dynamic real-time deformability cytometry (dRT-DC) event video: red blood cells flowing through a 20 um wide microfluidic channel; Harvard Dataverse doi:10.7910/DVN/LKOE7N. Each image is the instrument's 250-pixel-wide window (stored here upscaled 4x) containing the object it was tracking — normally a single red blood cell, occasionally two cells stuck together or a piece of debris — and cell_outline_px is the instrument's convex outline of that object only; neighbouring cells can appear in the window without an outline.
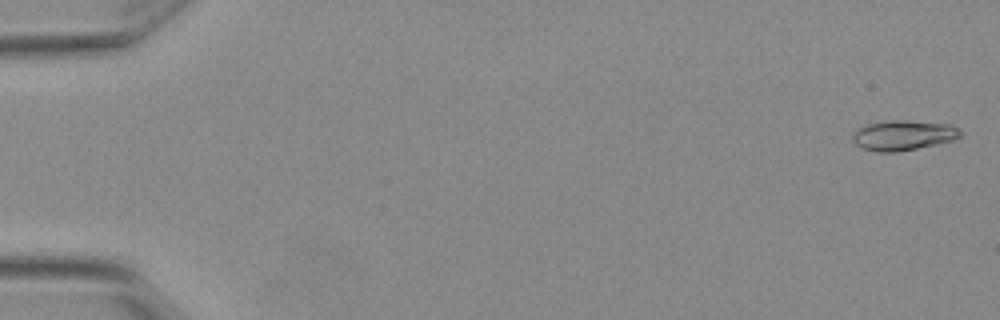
{"species": "Egyptian fruit bat (a non-hibernating species)", "species_latin": "Rousettus aegyptiacus", "temperature_condition": "warm", "stored_images_in_passage": 45, "camera_frame_rate_fps": 3000, "um_per_image_px": 0.085, "animal": {"sex": "female"}, "frame": {"image": 1, "passage_image": 2, "time_ms": 0.333, "image_size_px": [1000, 320], "cell_outline_px": [[960, 136], [952, 140], [936, 144], [896, 152], [876, 152], [864, 148], [856, 144], [852, 140], [852, 132], [856, 128], [864, 124], [888, 120], [908, 120], [952, 124], [960, 128]], "centroid_in_image_um": [76.74, 11.48], "position_along_channel_um": 8.3, "area_um2": 19.07}}
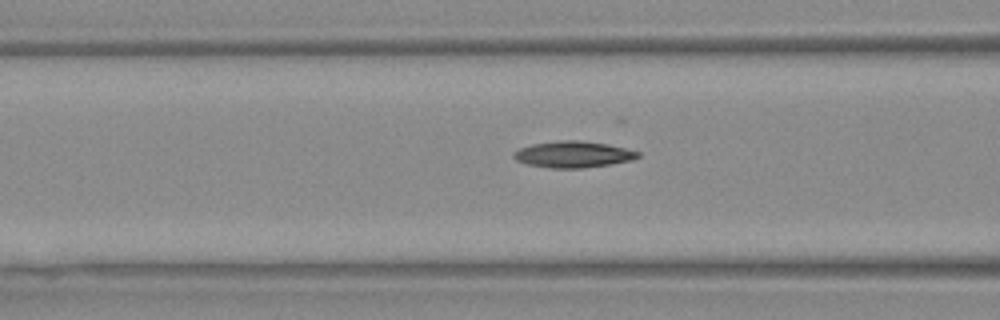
{"frame": {"image": 2, "passage_image": 23, "time_ms": 7.333, "image_size_px": [1000, 320], "cell_outline_px": [[640, 156], [632, 160], [608, 164], [580, 168], [552, 168], [528, 164], [516, 160], [512, 156], [512, 152], [520, 148], [532, 144], [560, 140], [580, 140], [608, 144], [640, 152]], "centroid_in_image_um": [48.7, 13.11], "position_along_channel_um": 117.9, "area_um2": 18.96}}
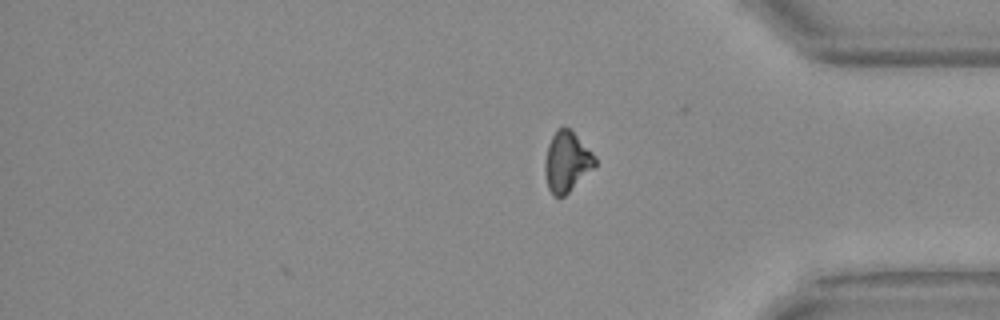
{"frame": {"image": 3, "passage_image": 45, "time_ms": 14.667, "image_size_px": [1000, 320], "cell_outline_px": [[596, 164], [564, 196], [556, 196], [548, 188], [544, 172], [544, 164], [548, 144], [556, 128], [564, 124], [596, 156]], "centroid_in_image_um": [48.14, 13.71], "position_along_channel_um": 387.1, "area_um2": 17.28}, "authors_computed_cell_mechanics": {"area_um2": 18.1492, "velocity_mm_per_s": 3.8477, "shape_relaxation_time_tau1_ms": 10.2347, "shape_relaxation_time_tau2_ms": 4.3794, "deformation_change_tau1": 0.2629, "deformation_change_tau2": 0.1162}}